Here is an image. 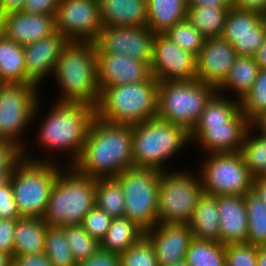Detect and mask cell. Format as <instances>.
Segmentation results:
<instances>
[{
  "instance_id": "52",
  "label": "cell",
  "mask_w": 266,
  "mask_h": 266,
  "mask_svg": "<svg viewBox=\"0 0 266 266\" xmlns=\"http://www.w3.org/2000/svg\"><path fill=\"white\" fill-rule=\"evenodd\" d=\"M252 191L258 195L266 207V175L253 178Z\"/></svg>"
},
{
  "instance_id": "12",
  "label": "cell",
  "mask_w": 266,
  "mask_h": 266,
  "mask_svg": "<svg viewBox=\"0 0 266 266\" xmlns=\"http://www.w3.org/2000/svg\"><path fill=\"white\" fill-rule=\"evenodd\" d=\"M199 177L207 195L245 196L252 191L253 177L241 152L207 154Z\"/></svg>"
},
{
  "instance_id": "41",
  "label": "cell",
  "mask_w": 266,
  "mask_h": 266,
  "mask_svg": "<svg viewBox=\"0 0 266 266\" xmlns=\"http://www.w3.org/2000/svg\"><path fill=\"white\" fill-rule=\"evenodd\" d=\"M120 266H159L153 246L146 236L120 255Z\"/></svg>"
},
{
  "instance_id": "8",
  "label": "cell",
  "mask_w": 266,
  "mask_h": 266,
  "mask_svg": "<svg viewBox=\"0 0 266 266\" xmlns=\"http://www.w3.org/2000/svg\"><path fill=\"white\" fill-rule=\"evenodd\" d=\"M217 92L202 81H161L158 84L157 118L181 125L189 132L198 123L210 98Z\"/></svg>"
},
{
  "instance_id": "16",
  "label": "cell",
  "mask_w": 266,
  "mask_h": 266,
  "mask_svg": "<svg viewBox=\"0 0 266 266\" xmlns=\"http://www.w3.org/2000/svg\"><path fill=\"white\" fill-rule=\"evenodd\" d=\"M150 68L158 82L197 79L196 57L164 34H155Z\"/></svg>"
},
{
  "instance_id": "35",
  "label": "cell",
  "mask_w": 266,
  "mask_h": 266,
  "mask_svg": "<svg viewBox=\"0 0 266 266\" xmlns=\"http://www.w3.org/2000/svg\"><path fill=\"white\" fill-rule=\"evenodd\" d=\"M185 261L188 266H225V245L221 242L193 239Z\"/></svg>"
},
{
  "instance_id": "25",
  "label": "cell",
  "mask_w": 266,
  "mask_h": 266,
  "mask_svg": "<svg viewBox=\"0 0 266 266\" xmlns=\"http://www.w3.org/2000/svg\"><path fill=\"white\" fill-rule=\"evenodd\" d=\"M189 226L194 239L220 242L217 196L203 193L195 206Z\"/></svg>"
},
{
  "instance_id": "59",
  "label": "cell",
  "mask_w": 266,
  "mask_h": 266,
  "mask_svg": "<svg viewBox=\"0 0 266 266\" xmlns=\"http://www.w3.org/2000/svg\"><path fill=\"white\" fill-rule=\"evenodd\" d=\"M168 266H188V265H187L185 260H182V261L175 262V263L168 265Z\"/></svg>"
},
{
  "instance_id": "3",
  "label": "cell",
  "mask_w": 266,
  "mask_h": 266,
  "mask_svg": "<svg viewBox=\"0 0 266 266\" xmlns=\"http://www.w3.org/2000/svg\"><path fill=\"white\" fill-rule=\"evenodd\" d=\"M53 76L61 89L57 101L81 102L97 108L101 92L95 42L69 41L58 58Z\"/></svg>"
},
{
  "instance_id": "39",
  "label": "cell",
  "mask_w": 266,
  "mask_h": 266,
  "mask_svg": "<svg viewBox=\"0 0 266 266\" xmlns=\"http://www.w3.org/2000/svg\"><path fill=\"white\" fill-rule=\"evenodd\" d=\"M64 234L77 263L87 260L101 249L100 242L92 238L81 225L64 226Z\"/></svg>"
},
{
  "instance_id": "15",
  "label": "cell",
  "mask_w": 266,
  "mask_h": 266,
  "mask_svg": "<svg viewBox=\"0 0 266 266\" xmlns=\"http://www.w3.org/2000/svg\"><path fill=\"white\" fill-rule=\"evenodd\" d=\"M221 38L232 44L238 56H254L266 38L263 14L230 7Z\"/></svg>"
},
{
  "instance_id": "5",
  "label": "cell",
  "mask_w": 266,
  "mask_h": 266,
  "mask_svg": "<svg viewBox=\"0 0 266 266\" xmlns=\"http://www.w3.org/2000/svg\"><path fill=\"white\" fill-rule=\"evenodd\" d=\"M95 199L96 179L66 166L56 177L42 219L49 226L81 225L84 216L96 205Z\"/></svg>"
},
{
  "instance_id": "31",
  "label": "cell",
  "mask_w": 266,
  "mask_h": 266,
  "mask_svg": "<svg viewBox=\"0 0 266 266\" xmlns=\"http://www.w3.org/2000/svg\"><path fill=\"white\" fill-rule=\"evenodd\" d=\"M230 7L188 6L187 20L207 38H219L223 33L225 18Z\"/></svg>"
},
{
  "instance_id": "44",
  "label": "cell",
  "mask_w": 266,
  "mask_h": 266,
  "mask_svg": "<svg viewBox=\"0 0 266 266\" xmlns=\"http://www.w3.org/2000/svg\"><path fill=\"white\" fill-rule=\"evenodd\" d=\"M18 219L19 211L13 196L11 182L0 187V219Z\"/></svg>"
},
{
  "instance_id": "51",
  "label": "cell",
  "mask_w": 266,
  "mask_h": 266,
  "mask_svg": "<svg viewBox=\"0 0 266 266\" xmlns=\"http://www.w3.org/2000/svg\"><path fill=\"white\" fill-rule=\"evenodd\" d=\"M26 0H0V18L13 12H21Z\"/></svg>"
},
{
  "instance_id": "38",
  "label": "cell",
  "mask_w": 266,
  "mask_h": 266,
  "mask_svg": "<svg viewBox=\"0 0 266 266\" xmlns=\"http://www.w3.org/2000/svg\"><path fill=\"white\" fill-rule=\"evenodd\" d=\"M240 111L250 124L266 113V70L260 69L253 86L241 98Z\"/></svg>"
},
{
  "instance_id": "26",
  "label": "cell",
  "mask_w": 266,
  "mask_h": 266,
  "mask_svg": "<svg viewBox=\"0 0 266 266\" xmlns=\"http://www.w3.org/2000/svg\"><path fill=\"white\" fill-rule=\"evenodd\" d=\"M187 0H147L146 26L154 34H163L187 18Z\"/></svg>"
},
{
  "instance_id": "54",
  "label": "cell",
  "mask_w": 266,
  "mask_h": 266,
  "mask_svg": "<svg viewBox=\"0 0 266 266\" xmlns=\"http://www.w3.org/2000/svg\"><path fill=\"white\" fill-rule=\"evenodd\" d=\"M260 69L266 70V38L259 50L254 55Z\"/></svg>"
},
{
  "instance_id": "46",
  "label": "cell",
  "mask_w": 266,
  "mask_h": 266,
  "mask_svg": "<svg viewBox=\"0 0 266 266\" xmlns=\"http://www.w3.org/2000/svg\"><path fill=\"white\" fill-rule=\"evenodd\" d=\"M16 219H0V251L14 255Z\"/></svg>"
},
{
  "instance_id": "33",
  "label": "cell",
  "mask_w": 266,
  "mask_h": 266,
  "mask_svg": "<svg viewBox=\"0 0 266 266\" xmlns=\"http://www.w3.org/2000/svg\"><path fill=\"white\" fill-rule=\"evenodd\" d=\"M216 92L205 105L196 125H217L230 122L240 112V101Z\"/></svg>"
},
{
  "instance_id": "36",
  "label": "cell",
  "mask_w": 266,
  "mask_h": 266,
  "mask_svg": "<svg viewBox=\"0 0 266 266\" xmlns=\"http://www.w3.org/2000/svg\"><path fill=\"white\" fill-rule=\"evenodd\" d=\"M255 132L256 129L250 126L241 149L245 164L253 178L266 175V137Z\"/></svg>"
},
{
  "instance_id": "2",
  "label": "cell",
  "mask_w": 266,
  "mask_h": 266,
  "mask_svg": "<svg viewBox=\"0 0 266 266\" xmlns=\"http://www.w3.org/2000/svg\"><path fill=\"white\" fill-rule=\"evenodd\" d=\"M55 102L40 124L36 143L54 153L67 152L72 157L67 166H72L83 150L96 108L81 102Z\"/></svg>"
},
{
  "instance_id": "1",
  "label": "cell",
  "mask_w": 266,
  "mask_h": 266,
  "mask_svg": "<svg viewBox=\"0 0 266 266\" xmlns=\"http://www.w3.org/2000/svg\"><path fill=\"white\" fill-rule=\"evenodd\" d=\"M133 126L92 121L79 159L72 165L78 172L94 179L116 178L133 166Z\"/></svg>"
},
{
  "instance_id": "47",
  "label": "cell",
  "mask_w": 266,
  "mask_h": 266,
  "mask_svg": "<svg viewBox=\"0 0 266 266\" xmlns=\"http://www.w3.org/2000/svg\"><path fill=\"white\" fill-rule=\"evenodd\" d=\"M61 0H26L23 12L30 14L55 15Z\"/></svg>"
},
{
  "instance_id": "34",
  "label": "cell",
  "mask_w": 266,
  "mask_h": 266,
  "mask_svg": "<svg viewBox=\"0 0 266 266\" xmlns=\"http://www.w3.org/2000/svg\"><path fill=\"white\" fill-rule=\"evenodd\" d=\"M247 217L248 236L246 242L254 246H266V207L253 191L244 196Z\"/></svg>"
},
{
  "instance_id": "13",
  "label": "cell",
  "mask_w": 266,
  "mask_h": 266,
  "mask_svg": "<svg viewBox=\"0 0 266 266\" xmlns=\"http://www.w3.org/2000/svg\"><path fill=\"white\" fill-rule=\"evenodd\" d=\"M55 26L69 41L94 42L103 27L99 0H61Z\"/></svg>"
},
{
  "instance_id": "27",
  "label": "cell",
  "mask_w": 266,
  "mask_h": 266,
  "mask_svg": "<svg viewBox=\"0 0 266 266\" xmlns=\"http://www.w3.org/2000/svg\"><path fill=\"white\" fill-rule=\"evenodd\" d=\"M24 61V47L0 32V83H35Z\"/></svg>"
},
{
  "instance_id": "42",
  "label": "cell",
  "mask_w": 266,
  "mask_h": 266,
  "mask_svg": "<svg viewBox=\"0 0 266 266\" xmlns=\"http://www.w3.org/2000/svg\"><path fill=\"white\" fill-rule=\"evenodd\" d=\"M258 247L247 242L225 245V266H257Z\"/></svg>"
},
{
  "instance_id": "21",
  "label": "cell",
  "mask_w": 266,
  "mask_h": 266,
  "mask_svg": "<svg viewBox=\"0 0 266 266\" xmlns=\"http://www.w3.org/2000/svg\"><path fill=\"white\" fill-rule=\"evenodd\" d=\"M0 32L25 46L56 32L55 15L13 12L0 18Z\"/></svg>"
},
{
  "instance_id": "48",
  "label": "cell",
  "mask_w": 266,
  "mask_h": 266,
  "mask_svg": "<svg viewBox=\"0 0 266 266\" xmlns=\"http://www.w3.org/2000/svg\"><path fill=\"white\" fill-rule=\"evenodd\" d=\"M76 266H120V255L100 249L87 260L78 262Z\"/></svg>"
},
{
  "instance_id": "29",
  "label": "cell",
  "mask_w": 266,
  "mask_h": 266,
  "mask_svg": "<svg viewBox=\"0 0 266 266\" xmlns=\"http://www.w3.org/2000/svg\"><path fill=\"white\" fill-rule=\"evenodd\" d=\"M259 71L260 67L254 56H237L225 81L217 88V92L224 95L226 90V92L232 91L240 101L253 86Z\"/></svg>"
},
{
  "instance_id": "50",
  "label": "cell",
  "mask_w": 266,
  "mask_h": 266,
  "mask_svg": "<svg viewBox=\"0 0 266 266\" xmlns=\"http://www.w3.org/2000/svg\"><path fill=\"white\" fill-rule=\"evenodd\" d=\"M232 6L245 10H253L264 13L266 10V0H232Z\"/></svg>"
},
{
  "instance_id": "43",
  "label": "cell",
  "mask_w": 266,
  "mask_h": 266,
  "mask_svg": "<svg viewBox=\"0 0 266 266\" xmlns=\"http://www.w3.org/2000/svg\"><path fill=\"white\" fill-rule=\"evenodd\" d=\"M112 218L96 205L84 216L81 226L94 239L101 242L110 227Z\"/></svg>"
},
{
  "instance_id": "23",
  "label": "cell",
  "mask_w": 266,
  "mask_h": 266,
  "mask_svg": "<svg viewBox=\"0 0 266 266\" xmlns=\"http://www.w3.org/2000/svg\"><path fill=\"white\" fill-rule=\"evenodd\" d=\"M220 242L224 245L245 243L248 236V217L244 196H217Z\"/></svg>"
},
{
  "instance_id": "30",
  "label": "cell",
  "mask_w": 266,
  "mask_h": 266,
  "mask_svg": "<svg viewBox=\"0 0 266 266\" xmlns=\"http://www.w3.org/2000/svg\"><path fill=\"white\" fill-rule=\"evenodd\" d=\"M145 231L126 217L114 218L105 238L100 242L101 249L121 255L137 243Z\"/></svg>"
},
{
  "instance_id": "10",
  "label": "cell",
  "mask_w": 266,
  "mask_h": 266,
  "mask_svg": "<svg viewBox=\"0 0 266 266\" xmlns=\"http://www.w3.org/2000/svg\"><path fill=\"white\" fill-rule=\"evenodd\" d=\"M160 175L156 169L132 167L116 176L124 192V217L144 231L158 224Z\"/></svg>"
},
{
  "instance_id": "57",
  "label": "cell",
  "mask_w": 266,
  "mask_h": 266,
  "mask_svg": "<svg viewBox=\"0 0 266 266\" xmlns=\"http://www.w3.org/2000/svg\"><path fill=\"white\" fill-rule=\"evenodd\" d=\"M13 257L10 254L0 251V266H12Z\"/></svg>"
},
{
  "instance_id": "56",
  "label": "cell",
  "mask_w": 266,
  "mask_h": 266,
  "mask_svg": "<svg viewBox=\"0 0 266 266\" xmlns=\"http://www.w3.org/2000/svg\"><path fill=\"white\" fill-rule=\"evenodd\" d=\"M257 266H266V246L258 247Z\"/></svg>"
},
{
  "instance_id": "18",
  "label": "cell",
  "mask_w": 266,
  "mask_h": 266,
  "mask_svg": "<svg viewBox=\"0 0 266 266\" xmlns=\"http://www.w3.org/2000/svg\"><path fill=\"white\" fill-rule=\"evenodd\" d=\"M97 82L100 92L105 88L149 80L150 64L124 54L96 53Z\"/></svg>"
},
{
  "instance_id": "49",
  "label": "cell",
  "mask_w": 266,
  "mask_h": 266,
  "mask_svg": "<svg viewBox=\"0 0 266 266\" xmlns=\"http://www.w3.org/2000/svg\"><path fill=\"white\" fill-rule=\"evenodd\" d=\"M12 266H53L45 253L14 254Z\"/></svg>"
},
{
  "instance_id": "37",
  "label": "cell",
  "mask_w": 266,
  "mask_h": 266,
  "mask_svg": "<svg viewBox=\"0 0 266 266\" xmlns=\"http://www.w3.org/2000/svg\"><path fill=\"white\" fill-rule=\"evenodd\" d=\"M44 253L53 266L77 265L64 234V226L47 225Z\"/></svg>"
},
{
  "instance_id": "9",
  "label": "cell",
  "mask_w": 266,
  "mask_h": 266,
  "mask_svg": "<svg viewBox=\"0 0 266 266\" xmlns=\"http://www.w3.org/2000/svg\"><path fill=\"white\" fill-rule=\"evenodd\" d=\"M38 87L36 83H0V140L22 152L28 145L22 135L35 122L41 108Z\"/></svg>"
},
{
  "instance_id": "45",
  "label": "cell",
  "mask_w": 266,
  "mask_h": 266,
  "mask_svg": "<svg viewBox=\"0 0 266 266\" xmlns=\"http://www.w3.org/2000/svg\"><path fill=\"white\" fill-rule=\"evenodd\" d=\"M22 151L10 142L0 140V171H13Z\"/></svg>"
},
{
  "instance_id": "19",
  "label": "cell",
  "mask_w": 266,
  "mask_h": 266,
  "mask_svg": "<svg viewBox=\"0 0 266 266\" xmlns=\"http://www.w3.org/2000/svg\"><path fill=\"white\" fill-rule=\"evenodd\" d=\"M151 242L159 266H168L185 260L186 252L194 239L187 223H158L145 231Z\"/></svg>"
},
{
  "instance_id": "6",
  "label": "cell",
  "mask_w": 266,
  "mask_h": 266,
  "mask_svg": "<svg viewBox=\"0 0 266 266\" xmlns=\"http://www.w3.org/2000/svg\"><path fill=\"white\" fill-rule=\"evenodd\" d=\"M132 126L134 167L168 171L166 161L192 143L187 129L157 117Z\"/></svg>"
},
{
  "instance_id": "7",
  "label": "cell",
  "mask_w": 266,
  "mask_h": 266,
  "mask_svg": "<svg viewBox=\"0 0 266 266\" xmlns=\"http://www.w3.org/2000/svg\"><path fill=\"white\" fill-rule=\"evenodd\" d=\"M159 82L152 76L138 83L105 88L96 117L116 124H138L157 116Z\"/></svg>"
},
{
  "instance_id": "17",
  "label": "cell",
  "mask_w": 266,
  "mask_h": 266,
  "mask_svg": "<svg viewBox=\"0 0 266 266\" xmlns=\"http://www.w3.org/2000/svg\"><path fill=\"white\" fill-rule=\"evenodd\" d=\"M251 124L240 111L230 122L217 125H196L190 139L206 154L241 152L243 140Z\"/></svg>"
},
{
  "instance_id": "55",
  "label": "cell",
  "mask_w": 266,
  "mask_h": 266,
  "mask_svg": "<svg viewBox=\"0 0 266 266\" xmlns=\"http://www.w3.org/2000/svg\"><path fill=\"white\" fill-rule=\"evenodd\" d=\"M251 126L262 136L266 137V113L255 120ZM258 129V130H257Z\"/></svg>"
},
{
  "instance_id": "24",
  "label": "cell",
  "mask_w": 266,
  "mask_h": 266,
  "mask_svg": "<svg viewBox=\"0 0 266 266\" xmlns=\"http://www.w3.org/2000/svg\"><path fill=\"white\" fill-rule=\"evenodd\" d=\"M103 26L145 27L147 0H99Z\"/></svg>"
},
{
  "instance_id": "60",
  "label": "cell",
  "mask_w": 266,
  "mask_h": 266,
  "mask_svg": "<svg viewBox=\"0 0 266 266\" xmlns=\"http://www.w3.org/2000/svg\"><path fill=\"white\" fill-rule=\"evenodd\" d=\"M263 19H264V21H265V23H266V10H265L264 13H263Z\"/></svg>"
},
{
  "instance_id": "14",
  "label": "cell",
  "mask_w": 266,
  "mask_h": 266,
  "mask_svg": "<svg viewBox=\"0 0 266 266\" xmlns=\"http://www.w3.org/2000/svg\"><path fill=\"white\" fill-rule=\"evenodd\" d=\"M154 37L155 34L147 26H103L94 42L96 53L124 54L151 62Z\"/></svg>"
},
{
  "instance_id": "11",
  "label": "cell",
  "mask_w": 266,
  "mask_h": 266,
  "mask_svg": "<svg viewBox=\"0 0 266 266\" xmlns=\"http://www.w3.org/2000/svg\"><path fill=\"white\" fill-rule=\"evenodd\" d=\"M186 169L161 172L158 191V223H190L203 195L199 174Z\"/></svg>"
},
{
  "instance_id": "32",
  "label": "cell",
  "mask_w": 266,
  "mask_h": 266,
  "mask_svg": "<svg viewBox=\"0 0 266 266\" xmlns=\"http://www.w3.org/2000/svg\"><path fill=\"white\" fill-rule=\"evenodd\" d=\"M124 199V192L117 178L96 179V206L112 219L124 217Z\"/></svg>"
},
{
  "instance_id": "20",
  "label": "cell",
  "mask_w": 266,
  "mask_h": 266,
  "mask_svg": "<svg viewBox=\"0 0 266 266\" xmlns=\"http://www.w3.org/2000/svg\"><path fill=\"white\" fill-rule=\"evenodd\" d=\"M237 53L232 44L219 38H207L196 57L197 79L216 89L225 81Z\"/></svg>"
},
{
  "instance_id": "40",
  "label": "cell",
  "mask_w": 266,
  "mask_h": 266,
  "mask_svg": "<svg viewBox=\"0 0 266 266\" xmlns=\"http://www.w3.org/2000/svg\"><path fill=\"white\" fill-rule=\"evenodd\" d=\"M163 34L195 57L198 56L205 40L199 30L187 19L178 22Z\"/></svg>"
},
{
  "instance_id": "28",
  "label": "cell",
  "mask_w": 266,
  "mask_h": 266,
  "mask_svg": "<svg viewBox=\"0 0 266 266\" xmlns=\"http://www.w3.org/2000/svg\"><path fill=\"white\" fill-rule=\"evenodd\" d=\"M47 223L37 217L16 219L14 254H37L45 251Z\"/></svg>"
},
{
  "instance_id": "22",
  "label": "cell",
  "mask_w": 266,
  "mask_h": 266,
  "mask_svg": "<svg viewBox=\"0 0 266 266\" xmlns=\"http://www.w3.org/2000/svg\"><path fill=\"white\" fill-rule=\"evenodd\" d=\"M68 42L66 37L56 31L51 36L23 46L26 74L38 86L49 74L53 75L58 58Z\"/></svg>"
},
{
  "instance_id": "4",
  "label": "cell",
  "mask_w": 266,
  "mask_h": 266,
  "mask_svg": "<svg viewBox=\"0 0 266 266\" xmlns=\"http://www.w3.org/2000/svg\"><path fill=\"white\" fill-rule=\"evenodd\" d=\"M39 159L32 157L25 149L11 175L10 182L20 217L43 218L53 184L64 168L56 159Z\"/></svg>"
},
{
  "instance_id": "58",
  "label": "cell",
  "mask_w": 266,
  "mask_h": 266,
  "mask_svg": "<svg viewBox=\"0 0 266 266\" xmlns=\"http://www.w3.org/2000/svg\"><path fill=\"white\" fill-rule=\"evenodd\" d=\"M13 171H0V187L8 184Z\"/></svg>"
},
{
  "instance_id": "53",
  "label": "cell",
  "mask_w": 266,
  "mask_h": 266,
  "mask_svg": "<svg viewBox=\"0 0 266 266\" xmlns=\"http://www.w3.org/2000/svg\"><path fill=\"white\" fill-rule=\"evenodd\" d=\"M188 6H219L232 7V0H187Z\"/></svg>"
}]
</instances>
